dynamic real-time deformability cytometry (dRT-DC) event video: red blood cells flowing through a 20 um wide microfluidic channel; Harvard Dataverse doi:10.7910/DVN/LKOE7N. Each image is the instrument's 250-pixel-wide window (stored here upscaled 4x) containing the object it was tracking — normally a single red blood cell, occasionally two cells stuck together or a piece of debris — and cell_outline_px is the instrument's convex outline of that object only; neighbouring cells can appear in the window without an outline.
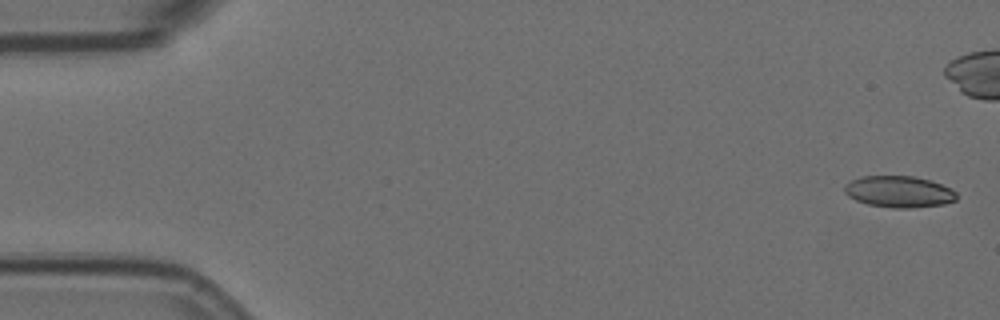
{"species": "Egyptian fruit bat (a non-hibernating species)", "species_latin": "Rousettus aegyptiacus", "temperature_condition": "room temperature", "stored_images_in_passage": 13, "camera_frame_rate_fps": 3000, "um_per_image_px": 0.085, "animal": {"sex": "female"}, "frame": {"image": 1, "passage_image": 1, "time_ms": 0.0, "image_size_px": [1000, 320], "cell_outline_px": [[956, 200], [944, 204], [912, 208], [892, 208], [868, 204], [856, 200], [848, 196], [844, 192], [844, 184], [860, 176], [912, 176], [928, 180], [952, 188], [956, 192]], "centroid_in_image_um": [76.39, 16.3], "position_along_channel_um": 8.6, "area_um2": 20.58}}
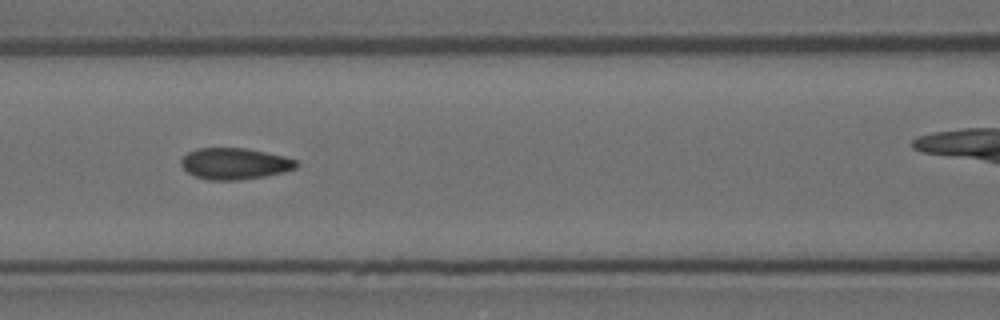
{"frame": {"image": 2, "passage_image": 7, "time_ms": 2.0, "image_size_px": [1000, 320], "cell_outline_px": [[300, 164], [296, 168], [264, 176], [240, 180], [208, 180], [196, 176], [188, 172], [180, 164], [180, 160], [188, 152], [200, 148], [244, 148], [284, 156], [296, 160]], "centroid_in_image_um": [19.94, 13.91], "position_along_channel_um": 146.7, "area_um2": 20.87}}
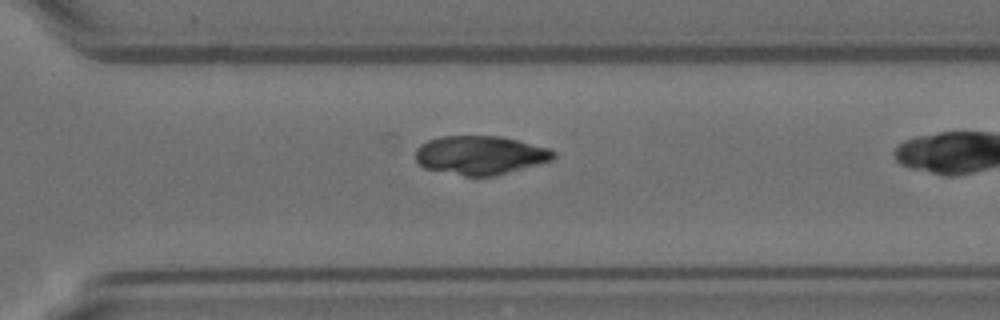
{"frame": {"image": 3, "passage_image": 12, "time_ms": 3.667, "image_size_px": [1000, 320], "cell_outline_px": [[556, 156], [552, 160], [496, 176], [464, 176], [424, 168], [416, 160], [416, 148], [420, 144], [428, 140], [440, 136], [500, 136], [548, 148], [556, 152]], "centroid_in_image_um": [40.81, 13.19], "position_along_channel_um": 329.8, "area_um2": 31.15}}